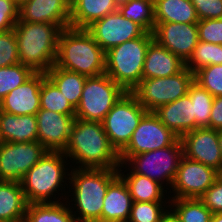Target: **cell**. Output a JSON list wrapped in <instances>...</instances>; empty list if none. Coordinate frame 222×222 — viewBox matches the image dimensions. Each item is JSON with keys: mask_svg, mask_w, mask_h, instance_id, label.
Segmentation results:
<instances>
[{"mask_svg": "<svg viewBox=\"0 0 222 222\" xmlns=\"http://www.w3.org/2000/svg\"><path fill=\"white\" fill-rule=\"evenodd\" d=\"M63 153L76 168L118 169L120 166L119 154L100 122L75 118Z\"/></svg>", "mask_w": 222, "mask_h": 222, "instance_id": "6da1fadb", "label": "cell"}, {"mask_svg": "<svg viewBox=\"0 0 222 222\" xmlns=\"http://www.w3.org/2000/svg\"><path fill=\"white\" fill-rule=\"evenodd\" d=\"M73 168L70 169V179L67 181L72 199L68 197L66 201L75 221L101 222L104 197L109 184L119 175L118 169ZM70 202H74L72 206Z\"/></svg>", "mask_w": 222, "mask_h": 222, "instance_id": "7a4b0ae2", "label": "cell"}, {"mask_svg": "<svg viewBox=\"0 0 222 222\" xmlns=\"http://www.w3.org/2000/svg\"><path fill=\"white\" fill-rule=\"evenodd\" d=\"M67 159L63 152L48 151L28 170L20 181L28 204L66 201V198L70 195L68 191L66 192L65 190L66 186L67 189L69 187V184L65 182L70 179V172L67 171L73 167L72 165L69 166L70 162ZM66 165L69 166V168ZM63 189L65 190L64 195L62 193ZM60 190L63 196L61 195L59 198L57 194H60L58 193Z\"/></svg>", "mask_w": 222, "mask_h": 222, "instance_id": "3957f363", "label": "cell"}, {"mask_svg": "<svg viewBox=\"0 0 222 222\" xmlns=\"http://www.w3.org/2000/svg\"><path fill=\"white\" fill-rule=\"evenodd\" d=\"M54 65L96 77L105 74V51L86 29L64 28L58 38Z\"/></svg>", "mask_w": 222, "mask_h": 222, "instance_id": "277c9868", "label": "cell"}, {"mask_svg": "<svg viewBox=\"0 0 222 222\" xmlns=\"http://www.w3.org/2000/svg\"><path fill=\"white\" fill-rule=\"evenodd\" d=\"M19 62L34 73H46L55 63L62 29L55 24L17 21Z\"/></svg>", "mask_w": 222, "mask_h": 222, "instance_id": "5b68a950", "label": "cell"}, {"mask_svg": "<svg viewBox=\"0 0 222 222\" xmlns=\"http://www.w3.org/2000/svg\"><path fill=\"white\" fill-rule=\"evenodd\" d=\"M153 33L126 41L105 52V73L126 92H132L143 79L146 51Z\"/></svg>", "mask_w": 222, "mask_h": 222, "instance_id": "8992f818", "label": "cell"}, {"mask_svg": "<svg viewBox=\"0 0 222 222\" xmlns=\"http://www.w3.org/2000/svg\"><path fill=\"white\" fill-rule=\"evenodd\" d=\"M126 91L106 73L87 77L75 118L102 123L107 113L123 97Z\"/></svg>", "mask_w": 222, "mask_h": 222, "instance_id": "52a82bcc", "label": "cell"}, {"mask_svg": "<svg viewBox=\"0 0 222 222\" xmlns=\"http://www.w3.org/2000/svg\"><path fill=\"white\" fill-rule=\"evenodd\" d=\"M182 156L183 146L179 138L171 146L131 156L119 167H128L133 173L146 176L164 188L167 185L171 188ZM165 183L166 186L163 185Z\"/></svg>", "mask_w": 222, "mask_h": 222, "instance_id": "ba28073f", "label": "cell"}, {"mask_svg": "<svg viewBox=\"0 0 222 222\" xmlns=\"http://www.w3.org/2000/svg\"><path fill=\"white\" fill-rule=\"evenodd\" d=\"M193 82L194 73L185 68L182 72L165 78L142 79L131 93L148 112H154L188 94Z\"/></svg>", "mask_w": 222, "mask_h": 222, "instance_id": "9c48e42d", "label": "cell"}, {"mask_svg": "<svg viewBox=\"0 0 222 222\" xmlns=\"http://www.w3.org/2000/svg\"><path fill=\"white\" fill-rule=\"evenodd\" d=\"M148 111L131 93L126 92L105 116L102 124L111 146L119 154Z\"/></svg>", "mask_w": 222, "mask_h": 222, "instance_id": "30bf717a", "label": "cell"}, {"mask_svg": "<svg viewBox=\"0 0 222 222\" xmlns=\"http://www.w3.org/2000/svg\"><path fill=\"white\" fill-rule=\"evenodd\" d=\"M178 139L154 112H147L128 145L119 153L120 164H124L131 156L171 146Z\"/></svg>", "mask_w": 222, "mask_h": 222, "instance_id": "8fae6325", "label": "cell"}, {"mask_svg": "<svg viewBox=\"0 0 222 222\" xmlns=\"http://www.w3.org/2000/svg\"><path fill=\"white\" fill-rule=\"evenodd\" d=\"M203 163L182 156L168 195L170 198H200L220 177ZM172 190V191H171Z\"/></svg>", "mask_w": 222, "mask_h": 222, "instance_id": "7c38bea8", "label": "cell"}, {"mask_svg": "<svg viewBox=\"0 0 222 222\" xmlns=\"http://www.w3.org/2000/svg\"><path fill=\"white\" fill-rule=\"evenodd\" d=\"M48 151L38 141L0 143V181L20 182Z\"/></svg>", "mask_w": 222, "mask_h": 222, "instance_id": "4fadbf2b", "label": "cell"}, {"mask_svg": "<svg viewBox=\"0 0 222 222\" xmlns=\"http://www.w3.org/2000/svg\"><path fill=\"white\" fill-rule=\"evenodd\" d=\"M86 30L105 52L146 33L140 25L125 18L119 10L94 21Z\"/></svg>", "mask_w": 222, "mask_h": 222, "instance_id": "5bb4252c", "label": "cell"}, {"mask_svg": "<svg viewBox=\"0 0 222 222\" xmlns=\"http://www.w3.org/2000/svg\"><path fill=\"white\" fill-rule=\"evenodd\" d=\"M154 40L185 63L199 42L197 23L155 22Z\"/></svg>", "mask_w": 222, "mask_h": 222, "instance_id": "9a60e30c", "label": "cell"}, {"mask_svg": "<svg viewBox=\"0 0 222 222\" xmlns=\"http://www.w3.org/2000/svg\"><path fill=\"white\" fill-rule=\"evenodd\" d=\"M183 156L203 163L222 175V153L219 147L218 130L196 128L181 138Z\"/></svg>", "mask_w": 222, "mask_h": 222, "instance_id": "2e32d148", "label": "cell"}, {"mask_svg": "<svg viewBox=\"0 0 222 222\" xmlns=\"http://www.w3.org/2000/svg\"><path fill=\"white\" fill-rule=\"evenodd\" d=\"M38 142L50 152H63L68 144L75 115L40 109L37 114Z\"/></svg>", "mask_w": 222, "mask_h": 222, "instance_id": "e0dca14e", "label": "cell"}, {"mask_svg": "<svg viewBox=\"0 0 222 222\" xmlns=\"http://www.w3.org/2000/svg\"><path fill=\"white\" fill-rule=\"evenodd\" d=\"M18 20L70 27V0H26L19 4Z\"/></svg>", "mask_w": 222, "mask_h": 222, "instance_id": "ac0fdd59", "label": "cell"}, {"mask_svg": "<svg viewBox=\"0 0 222 222\" xmlns=\"http://www.w3.org/2000/svg\"><path fill=\"white\" fill-rule=\"evenodd\" d=\"M42 73H34L0 102V111L14 115H36L40 110Z\"/></svg>", "mask_w": 222, "mask_h": 222, "instance_id": "d6986e66", "label": "cell"}, {"mask_svg": "<svg viewBox=\"0 0 222 222\" xmlns=\"http://www.w3.org/2000/svg\"><path fill=\"white\" fill-rule=\"evenodd\" d=\"M186 63L153 40L146 51L143 79L165 78L182 72Z\"/></svg>", "mask_w": 222, "mask_h": 222, "instance_id": "ffe728a7", "label": "cell"}, {"mask_svg": "<svg viewBox=\"0 0 222 222\" xmlns=\"http://www.w3.org/2000/svg\"><path fill=\"white\" fill-rule=\"evenodd\" d=\"M133 200L127 184L118 175L107 189L101 212V222H128Z\"/></svg>", "mask_w": 222, "mask_h": 222, "instance_id": "44dd1931", "label": "cell"}, {"mask_svg": "<svg viewBox=\"0 0 222 222\" xmlns=\"http://www.w3.org/2000/svg\"><path fill=\"white\" fill-rule=\"evenodd\" d=\"M154 113L160 121L179 138L185 133L195 129L193 104L188 94L174 102L159 107Z\"/></svg>", "mask_w": 222, "mask_h": 222, "instance_id": "7402d4cb", "label": "cell"}, {"mask_svg": "<svg viewBox=\"0 0 222 222\" xmlns=\"http://www.w3.org/2000/svg\"><path fill=\"white\" fill-rule=\"evenodd\" d=\"M0 137L2 142L26 143L38 141L36 115H14L0 111Z\"/></svg>", "mask_w": 222, "mask_h": 222, "instance_id": "603a6c76", "label": "cell"}, {"mask_svg": "<svg viewBox=\"0 0 222 222\" xmlns=\"http://www.w3.org/2000/svg\"><path fill=\"white\" fill-rule=\"evenodd\" d=\"M117 10L118 4L114 0H70V27L86 29Z\"/></svg>", "mask_w": 222, "mask_h": 222, "instance_id": "cb8c5ba5", "label": "cell"}, {"mask_svg": "<svg viewBox=\"0 0 222 222\" xmlns=\"http://www.w3.org/2000/svg\"><path fill=\"white\" fill-rule=\"evenodd\" d=\"M27 206L20 182L0 181V222H24Z\"/></svg>", "mask_w": 222, "mask_h": 222, "instance_id": "d4e9b609", "label": "cell"}, {"mask_svg": "<svg viewBox=\"0 0 222 222\" xmlns=\"http://www.w3.org/2000/svg\"><path fill=\"white\" fill-rule=\"evenodd\" d=\"M122 167L118 168V174L123 178L132 196L133 202H166L167 190L158 182L131 170L124 174ZM166 195V198H165Z\"/></svg>", "mask_w": 222, "mask_h": 222, "instance_id": "484cf974", "label": "cell"}, {"mask_svg": "<svg viewBox=\"0 0 222 222\" xmlns=\"http://www.w3.org/2000/svg\"><path fill=\"white\" fill-rule=\"evenodd\" d=\"M155 22L198 23L199 18L190 0H155Z\"/></svg>", "mask_w": 222, "mask_h": 222, "instance_id": "4316f807", "label": "cell"}, {"mask_svg": "<svg viewBox=\"0 0 222 222\" xmlns=\"http://www.w3.org/2000/svg\"><path fill=\"white\" fill-rule=\"evenodd\" d=\"M45 74L76 109L87 77L77 72L61 69L55 65Z\"/></svg>", "mask_w": 222, "mask_h": 222, "instance_id": "83f0119b", "label": "cell"}, {"mask_svg": "<svg viewBox=\"0 0 222 222\" xmlns=\"http://www.w3.org/2000/svg\"><path fill=\"white\" fill-rule=\"evenodd\" d=\"M24 222H76L67 202L28 204Z\"/></svg>", "mask_w": 222, "mask_h": 222, "instance_id": "f1b7e54d", "label": "cell"}, {"mask_svg": "<svg viewBox=\"0 0 222 222\" xmlns=\"http://www.w3.org/2000/svg\"><path fill=\"white\" fill-rule=\"evenodd\" d=\"M169 201V211L178 222H209L213 214L199 198H172Z\"/></svg>", "mask_w": 222, "mask_h": 222, "instance_id": "f546056e", "label": "cell"}, {"mask_svg": "<svg viewBox=\"0 0 222 222\" xmlns=\"http://www.w3.org/2000/svg\"><path fill=\"white\" fill-rule=\"evenodd\" d=\"M118 10L125 18L140 25L146 32H153L155 28L153 1L129 0L119 4Z\"/></svg>", "mask_w": 222, "mask_h": 222, "instance_id": "4dcf8cb0", "label": "cell"}, {"mask_svg": "<svg viewBox=\"0 0 222 222\" xmlns=\"http://www.w3.org/2000/svg\"><path fill=\"white\" fill-rule=\"evenodd\" d=\"M40 100V109L65 115H75V108L69 103L45 73H42Z\"/></svg>", "mask_w": 222, "mask_h": 222, "instance_id": "1f68e13d", "label": "cell"}, {"mask_svg": "<svg viewBox=\"0 0 222 222\" xmlns=\"http://www.w3.org/2000/svg\"><path fill=\"white\" fill-rule=\"evenodd\" d=\"M188 95L193 104L195 129L208 128L214 97L195 81L191 84Z\"/></svg>", "mask_w": 222, "mask_h": 222, "instance_id": "d6a6232c", "label": "cell"}, {"mask_svg": "<svg viewBox=\"0 0 222 222\" xmlns=\"http://www.w3.org/2000/svg\"><path fill=\"white\" fill-rule=\"evenodd\" d=\"M216 64H222V45L199 41L186 62V68L195 73L203 67Z\"/></svg>", "mask_w": 222, "mask_h": 222, "instance_id": "836d02e7", "label": "cell"}, {"mask_svg": "<svg viewBox=\"0 0 222 222\" xmlns=\"http://www.w3.org/2000/svg\"><path fill=\"white\" fill-rule=\"evenodd\" d=\"M33 74L34 72L29 67L21 63L0 68V102Z\"/></svg>", "mask_w": 222, "mask_h": 222, "instance_id": "e575fe53", "label": "cell"}, {"mask_svg": "<svg viewBox=\"0 0 222 222\" xmlns=\"http://www.w3.org/2000/svg\"><path fill=\"white\" fill-rule=\"evenodd\" d=\"M169 203V200L167 202H133L128 222H161L169 212Z\"/></svg>", "mask_w": 222, "mask_h": 222, "instance_id": "d590c367", "label": "cell"}, {"mask_svg": "<svg viewBox=\"0 0 222 222\" xmlns=\"http://www.w3.org/2000/svg\"><path fill=\"white\" fill-rule=\"evenodd\" d=\"M194 81L213 97L222 96V64L209 65L194 73Z\"/></svg>", "mask_w": 222, "mask_h": 222, "instance_id": "8d00e7d4", "label": "cell"}, {"mask_svg": "<svg viewBox=\"0 0 222 222\" xmlns=\"http://www.w3.org/2000/svg\"><path fill=\"white\" fill-rule=\"evenodd\" d=\"M19 62L18 43L14 28L0 32V68Z\"/></svg>", "mask_w": 222, "mask_h": 222, "instance_id": "74e56055", "label": "cell"}, {"mask_svg": "<svg viewBox=\"0 0 222 222\" xmlns=\"http://www.w3.org/2000/svg\"><path fill=\"white\" fill-rule=\"evenodd\" d=\"M197 25L199 41L222 45V18L202 19Z\"/></svg>", "mask_w": 222, "mask_h": 222, "instance_id": "f35d334b", "label": "cell"}, {"mask_svg": "<svg viewBox=\"0 0 222 222\" xmlns=\"http://www.w3.org/2000/svg\"><path fill=\"white\" fill-rule=\"evenodd\" d=\"M213 213H222V175L199 198Z\"/></svg>", "mask_w": 222, "mask_h": 222, "instance_id": "ab89813d", "label": "cell"}, {"mask_svg": "<svg viewBox=\"0 0 222 222\" xmlns=\"http://www.w3.org/2000/svg\"><path fill=\"white\" fill-rule=\"evenodd\" d=\"M19 5L13 0H0V32L14 28L18 21Z\"/></svg>", "mask_w": 222, "mask_h": 222, "instance_id": "60d3db41", "label": "cell"}, {"mask_svg": "<svg viewBox=\"0 0 222 222\" xmlns=\"http://www.w3.org/2000/svg\"><path fill=\"white\" fill-rule=\"evenodd\" d=\"M199 20L222 18V0H190Z\"/></svg>", "mask_w": 222, "mask_h": 222, "instance_id": "b9f144b4", "label": "cell"}, {"mask_svg": "<svg viewBox=\"0 0 222 222\" xmlns=\"http://www.w3.org/2000/svg\"><path fill=\"white\" fill-rule=\"evenodd\" d=\"M208 128L222 130V96L214 97Z\"/></svg>", "mask_w": 222, "mask_h": 222, "instance_id": "7bdbcfd3", "label": "cell"}, {"mask_svg": "<svg viewBox=\"0 0 222 222\" xmlns=\"http://www.w3.org/2000/svg\"><path fill=\"white\" fill-rule=\"evenodd\" d=\"M161 222H178L174 215L169 211L161 220Z\"/></svg>", "mask_w": 222, "mask_h": 222, "instance_id": "ee69618b", "label": "cell"}, {"mask_svg": "<svg viewBox=\"0 0 222 222\" xmlns=\"http://www.w3.org/2000/svg\"><path fill=\"white\" fill-rule=\"evenodd\" d=\"M209 222H222V213L212 214Z\"/></svg>", "mask_w": 222, "mask_h": 222, "instance_id": "f6af8a7d", "label": "cell"}, {"mask_svg": "<svg viewBox=\"0 0 222 222\" xmlns=\"http://www.w3.org/2000/svg\"><path fill=\"white\" fill-rule=\"evenodd\" d=\"M218 141H219V147L222 153V130L218 131Z\"/></svg>", "mask_w": 222, "mask_h": 222, "instance_id": "bcb514c9", "label": "cell"}, {"mask_svg": "<svg viewBox=\"0 0 222 222\" xmlns=\"http://www.w3.org/2000/svg\"><path fill=\"white\" fill-rule=\"evenodd\" d=\"M114 1L119 5V4H122L124 2L129 1V0H114Z\"/></svg>", "mask_w": 222, "mask_h": 222, "instance_id": "7dc6e473", "label": "cell"}, {"mask_svg": "<svg viewBox=\"0 0 222 222\" xmlns=\"http://www.w3.org/2000/svg\"><path fill=\"white\" fill-rule=\"evenodd\" d=\"M23 1H26V0H16V3L19 5V4L22 3Z\"/></svg>", "mask_w": 222, "mask_h": 222, "instance_id": "c3c4849f", "label": "cell"}]
</instances>
